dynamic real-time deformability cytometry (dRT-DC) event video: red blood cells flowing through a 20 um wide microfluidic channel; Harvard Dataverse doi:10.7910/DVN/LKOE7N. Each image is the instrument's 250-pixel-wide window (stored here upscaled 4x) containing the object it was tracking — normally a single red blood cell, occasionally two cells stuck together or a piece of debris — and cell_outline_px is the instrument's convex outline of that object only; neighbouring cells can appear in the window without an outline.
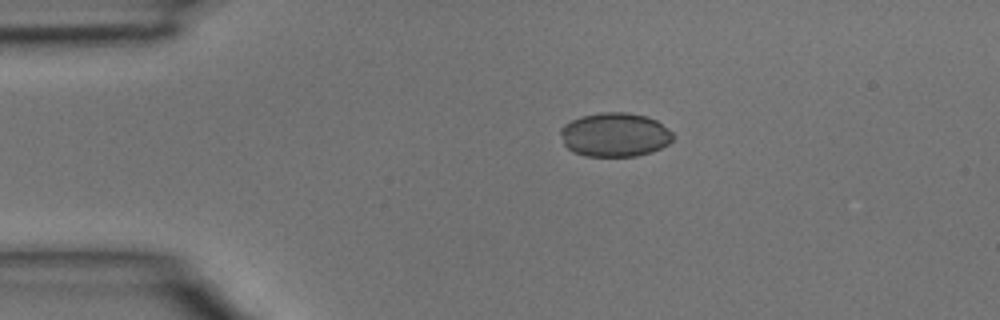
{"species": "common noctule bat (a hibernating species)", "species_latin": "Nyctalus noctula", "temperature_condition": "room temperature", "stored_images_in_passage": 2, "camera_frame_rate_fps": 3000, "um_per_image_px": 0.085, "animal": {"sex": "male", "body_mass_g": 15.6}, "frame": {"image": 1, "passage_image": 1, "time_ms": 0.0, "image_size_px": [1000, 320], "cell_outline_px": [[676, 136], [668, 144], [652, 152], [636, 156], [584, 156], [572, 152], [564, 144], [560, 132], [560, 128], [564, 124], [580, 116], [600, 112], [628, 112], [648, 116], [656, 120], [668, 128]], "centroid_in_image_um": [52.27, 11.44], "position_along_channel_um": 32.7, "area_um2": 29.19}}